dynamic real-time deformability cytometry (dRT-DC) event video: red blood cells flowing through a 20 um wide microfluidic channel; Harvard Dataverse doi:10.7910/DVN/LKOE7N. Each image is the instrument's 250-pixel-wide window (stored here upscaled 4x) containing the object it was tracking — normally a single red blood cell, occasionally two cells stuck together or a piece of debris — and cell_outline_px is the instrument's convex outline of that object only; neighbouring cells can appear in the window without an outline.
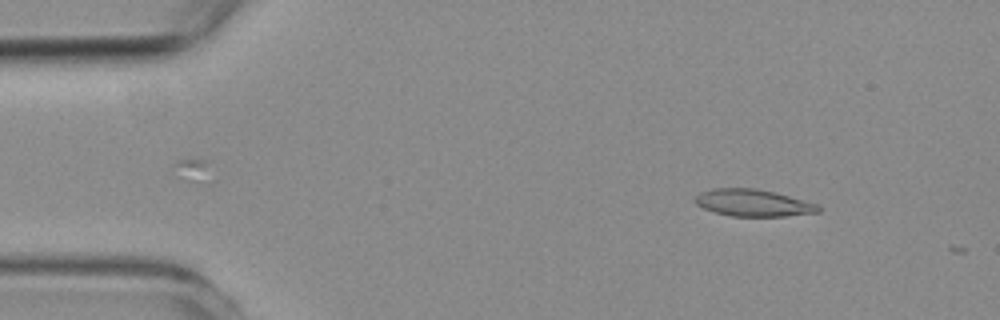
{"species": "common noctule bat (a hibernating species)", "species_latin": "Nyctalus noctula", "temperature_condition": "room temperature", "stored_images_in_passage": 9, "camera_frame_rate_fps": 3000, "um_per_image_px": 0.085, "animal": {"sex": "female", "body_mass_g": 19.3, "forearm_length_mm": 54.1}, "frame": {"image": 1, "passage_image": 6, "time_ms": 1.667, "image_size_px": [1000, 320], "cell_outline_px": [[820, 212], [784, 216], [732, 216], [716, 212], [704, 208], [696, 204], [692, 200], [700, 192], [712, 188], [752, 188], [776, 192], [820, 204]], "centroid_in_image_um": [64.03, 17.23], "position_along_channel_um": 21.0, "area_um2": 19.48}}